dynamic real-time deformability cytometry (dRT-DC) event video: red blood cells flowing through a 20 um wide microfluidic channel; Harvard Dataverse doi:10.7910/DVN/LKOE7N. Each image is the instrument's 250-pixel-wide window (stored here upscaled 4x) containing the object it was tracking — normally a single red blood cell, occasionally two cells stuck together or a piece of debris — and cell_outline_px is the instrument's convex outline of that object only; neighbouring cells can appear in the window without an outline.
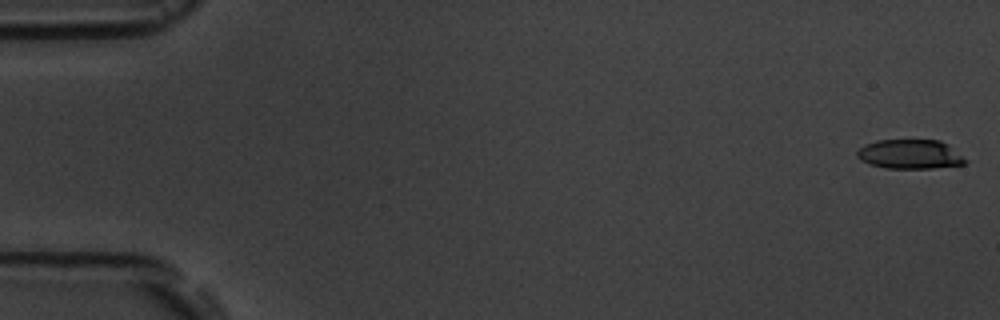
{"species": "common noctule bat (a hibernating species)", "species_latin": "Nyctalus noctula", "temperature_condition": "room temperature", "stored_images_in_passage": 6, "segment_of_instrument_passage": [1, 2], "camera_frame_rate_fps": 3000, "um_per_image_px": 0.085, "animal": {"sex": "male", "body_mass_g": 19.5, "forearm_length_mm": 54.6}, "frame": {"image": 1, "passage_image": 1, "time_ms": 0.0, "image_size_px": [1000, 320], "cell_outline_px": [[968, 160], [964, 164], [932, 168], [888, 168], [872, 164], [860, 160], [856, 156], [856, 152], [864, 144], [876, 140], [940, 140], [948, 144]], "centroid_in_image_um": [77.35, 13.1], "position_along_channel_um": 7.6, "area_um2": 18.5}}
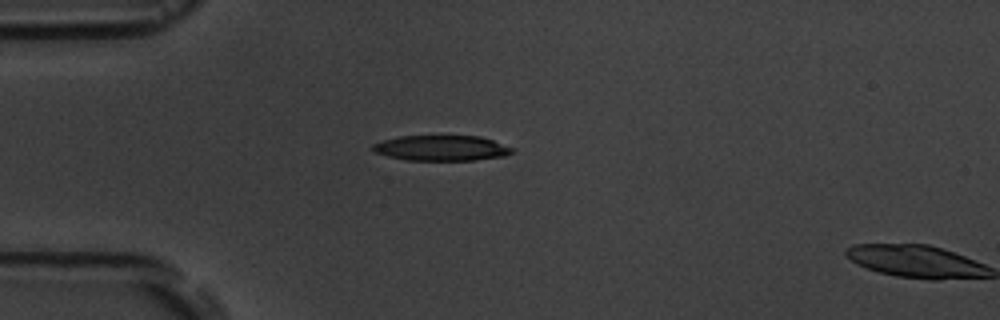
{"frame": {"image": 2, "passage_image": 5, "time_ms": 4.667, "image_size_px": [1000, 320], "cell_outline_px": [[516, 148], [512, 152], [504, 156], [476, 160], [408, 160], [388, 156], [376, 152], [372, 148], [372, 144], [384, 140], [400, 136], [480, 136]], "centroid_in_image_um": [37.56, 12.58], "position_along_channel_um": 47.4, "area_um2": 20.52}}